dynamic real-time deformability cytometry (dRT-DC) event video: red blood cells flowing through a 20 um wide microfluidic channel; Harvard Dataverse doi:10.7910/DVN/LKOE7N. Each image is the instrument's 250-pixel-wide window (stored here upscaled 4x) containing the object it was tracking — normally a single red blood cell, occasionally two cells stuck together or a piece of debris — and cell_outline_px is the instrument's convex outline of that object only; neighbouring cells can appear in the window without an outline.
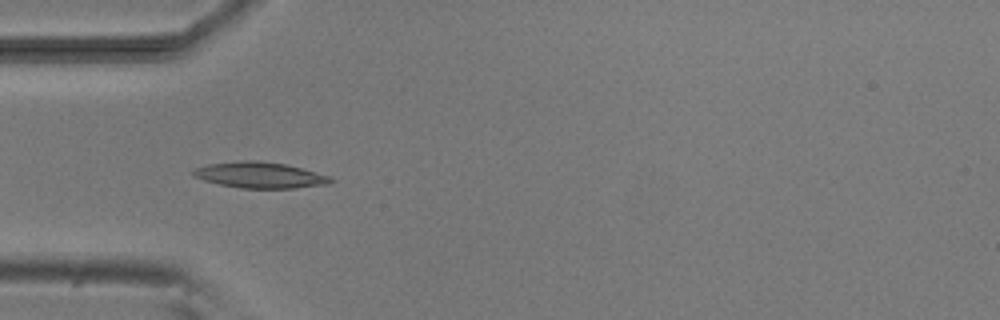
{"species": "common noctule bat (a hibernating species)", "species_latin": "Nyctalus noctula", "temperature_condition": "room temperature", "stored_images_in_passage": 4, "camera_frame_rate_fps": 3000, "um_per_image_px": 0.085, "animal": {"sex": "male", "body_mass_g": 20.5, "forearm_length_mm": 52.5}, "frame": {"image": 1, "passage_image": 1, "time_ms": 0.0, "image_size_px": [1000, 320], "cell_outline_px": [[336, 180], [328, 184], [296, 188], [240, 188], [220, 184], [204, 180], [192, 176], [192, 172], [196, 168], [208, 164], [240, 160], [256, 160], [284, 164], [300, 168], [328, 176]], "centroid_in_image_um": [22.07, 14.88], "position_along_channel_um": 62.9, "area_um2": 20.63}}
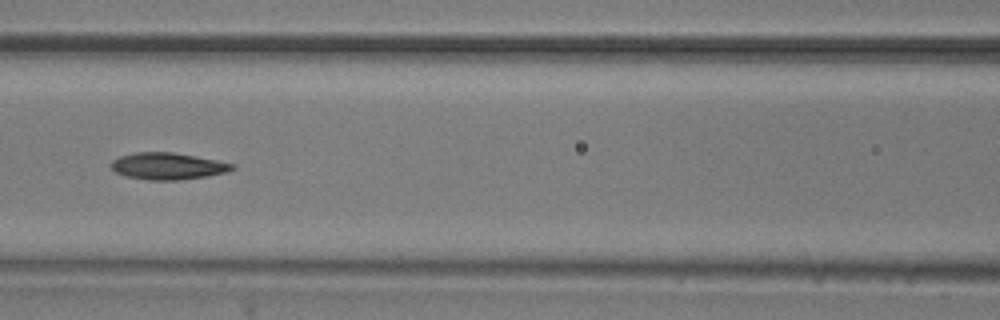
{"frame": {"image": 2, "passage_image": 3, "time_ms": 2.333, "image_size_px": [1000, 320], "cell_outline_px": [[236, 168], [228, 172], [208, 176], [180, 180], [148, 180], [128, 176], [116, 172], [112, 168], [112, 160], [120, 156], [136, 152], [172, 152], [196, 156], [236, 164]], "centroid_in_image_um": [14.32, 14.12], "position_along_channel_um": 152.3, "area_um2": 18.9}}
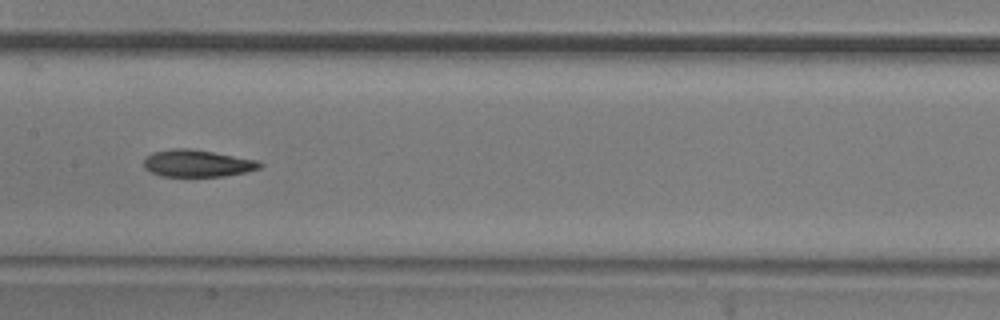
{"frame": {"image": 3, "passage_image": 4, "time_ms": 3.333, "image_size_px": [1000, 320], "cell_outline_px": [[264, 164], [260, 168], [248, 172], [224, 176], [160, 176], [144, 168], [144, 156], [152, 152], [172, 148], [188, 148], [212, 152], [256, 160]], "centroid_in_image_um": [16.74, 13.88], "position_along_channel_um": 190.7, "area_um2": 18.32}}